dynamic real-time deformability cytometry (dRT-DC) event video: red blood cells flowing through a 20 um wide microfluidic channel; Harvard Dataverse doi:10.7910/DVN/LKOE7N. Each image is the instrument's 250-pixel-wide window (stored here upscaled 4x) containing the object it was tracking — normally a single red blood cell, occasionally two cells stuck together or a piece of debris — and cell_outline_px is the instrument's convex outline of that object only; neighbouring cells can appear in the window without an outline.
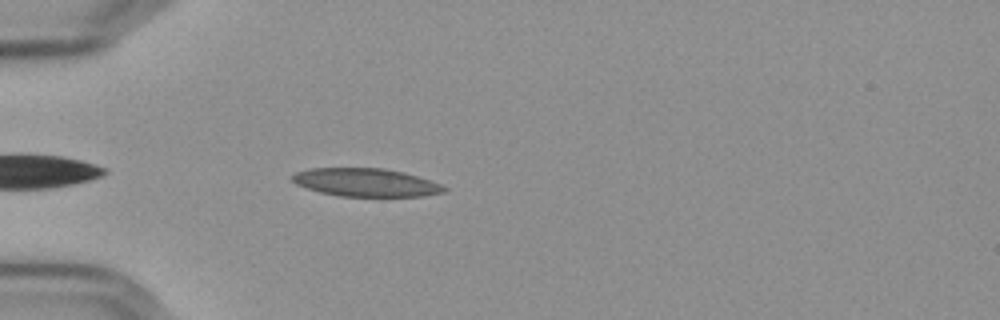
{"species": "Egyptian fruit bat (a non-hibernating species)", "species_latin": "Rousettus aegyptiacus", "temperature_condition": "cold", "stored_images_in_passage": 37, "camera_frame_rate_fps": 3000, "um_per_image_px": 0.085, "frame": {"image": 1, "passage_image": 3, "time_ms": 0.667, "image_size_px": [1000, 320], "cell_outline_px": [[448, 188], [444, 192], [424, 196], [340, 196], [320, 192], [296, 184], [292, 180], [292, 176], [296, 172], [312, 168], [384, 168], [404, 172], [440, 184]], "centroid_in_image_um": [31.1, 15.5], "position_along_channel_um": 53.9, "area_um2": 24.68}}
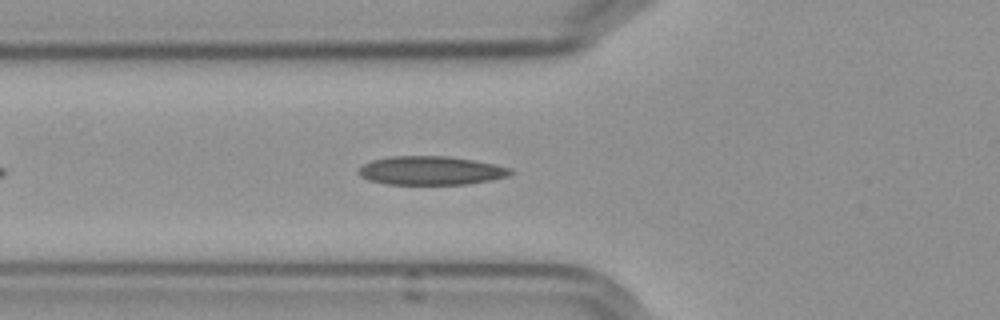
{"frame": {"image": 2, "passage_image": 7, "time_ms": 2.0, "image_size_px": [1000, 320], "cell_outline_px": [[512, 172], [508, 176], [488, 180], [464, 184], [388, 184], [368, 180], [360, 176], [356, 172], [364, 164], [372, 160], [392, 156], [448, 156], [472, 160], [512, 168]], "centroid_in_image_um": [36.58, 14.49], "position_along_channel_um": 89.2, "area_um2": 25.14}}
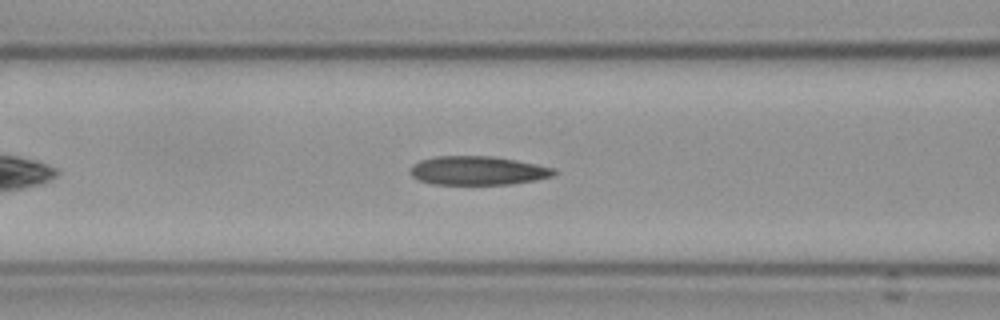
{"frame": {"image": 3, "passage_image": 10, "time_ms": 3.0, "image_size_px": [1000, 320], "cell_outline_px": [[560, 172], [552, 176], [536, 180], [512, 184], [432, 184], [420, 180], [412, 176], [408, 172], [412, 164], [420, 160], [436, 156], [492, 156], [516, 160], [556, 168]], "centroid_in_image_um": [40.63, 14.5], "position_along_channel_um": 126.0, "area_um2": 24.33}, "authors_computed_cell_mechanics": {"area_um2": 24.3338, "velocity_mm_per_s": 3.6022, "shape_relaxation_time_tau1_ms": null, "shape_relaxation_time_tau2_ms": 6.2824, "deformation_change_tau1": null, "deformation_change_tau2": 0.1329}}